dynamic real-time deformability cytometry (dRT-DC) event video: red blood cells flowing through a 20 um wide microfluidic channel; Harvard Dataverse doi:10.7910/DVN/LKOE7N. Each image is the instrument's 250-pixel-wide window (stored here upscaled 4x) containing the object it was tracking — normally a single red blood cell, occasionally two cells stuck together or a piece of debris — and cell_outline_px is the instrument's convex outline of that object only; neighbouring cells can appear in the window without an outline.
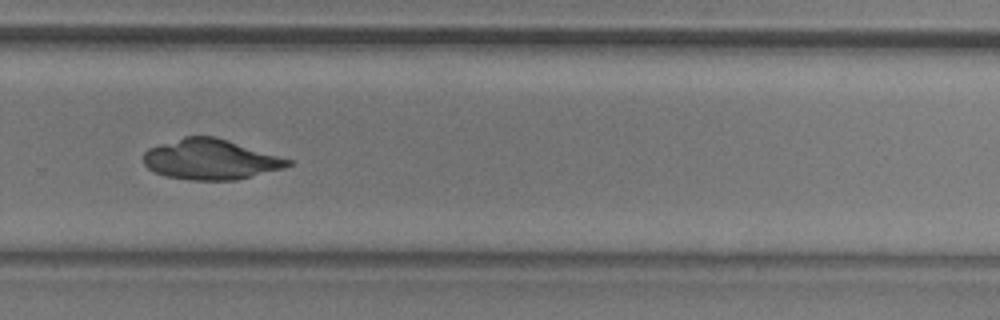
{"species": "common noctule bat (a hibernating species)", "species_latin": "Nyctalus noctula", "temperature_condition": "room temperature", "stored_images_in_passage": 44, "camera_frame_rate_fps": 3000, "um_per_image_px": 0.085, "animal": {"sex": "male", "body_mass_g": 20.5, "forearm_length_mm": 52.5}, "frame": {"image": 1, "passage_image": 26, "time_ms": 8.333, "image_size_px": [1000, 320], "cell_outline_px": [[292, 164], [284, 168], [236, 180], [192, 180], [164, 176], [152, 172], [144, 164], [144, 152], [148, 148], [184, 136], [212, 136], [292, 160]], "centroid_in_image_um": [17.85, 13.56], "position_along_channel_um": 312.0, "area_um2": 33.64}}
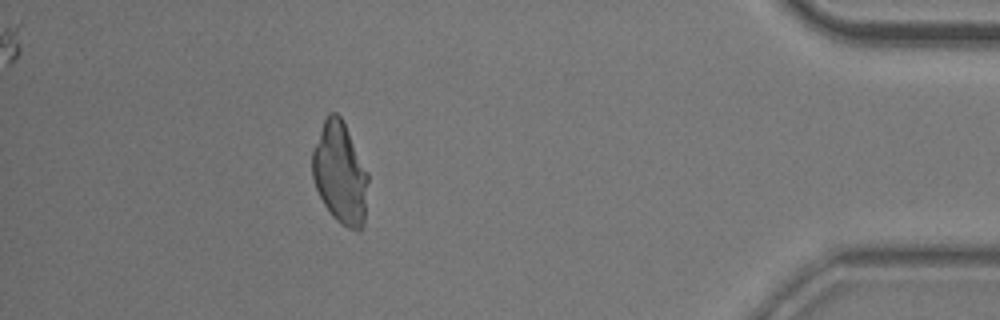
{"frame": {"image": 2, "passage_image": 38, "time_ms": 12.333, "image_size_px": [1000, 320], "cell_outline_px": [[368, 180], [364, 228], [360, 232], [356, 232], [340, 224], [332, 216], [324, 204], [316, 188], [312, 176], [312, 152], [324, 120], [328, 112], [336, 112], [340, 116], [368, 172]], "centroid_in_image_um": [28.92, 14.78], "position_along_channel_um": 406.3, "area_um2": 33.0}}